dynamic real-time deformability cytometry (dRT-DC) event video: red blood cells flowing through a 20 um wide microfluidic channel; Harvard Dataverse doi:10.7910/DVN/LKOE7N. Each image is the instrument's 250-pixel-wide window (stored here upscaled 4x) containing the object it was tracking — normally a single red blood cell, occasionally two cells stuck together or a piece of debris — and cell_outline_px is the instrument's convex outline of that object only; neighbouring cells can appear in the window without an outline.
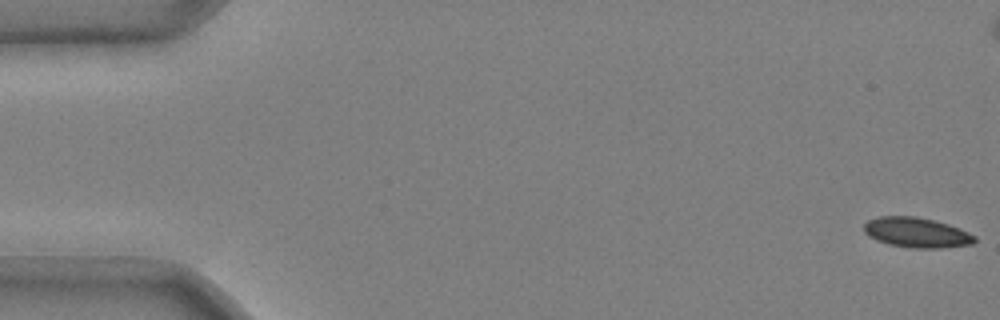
{"species": "common noctule bat (a hibernating species)", "species_latin": "Nyctalus noctula", "temperature_condition": "cold", "stored_images_in_passage": 48, "camera_frame_rate_fps": 3000, "um_per_image_px": 0.085, "animal": {"sex": "male", "body_mass_g": 20.4}, "frame": {"image": 1, "passage_image": 1, "time_ms": 0.0, "image_size_px": [1000, 320], "cell_outline_px": [[976, 240], [972, 244], [940, 248], [912, 248], [888, 244], [876, 240], [868, 236], [864, 232], [864, 224], [868, 220], [880, 216], [916, 216], [948, 224], [960, 228], [976, 236]], "centroid_in_image_um": [77.9, 19.77], "position_along_channel_um": 7.1, "area_um2": 19.42}}
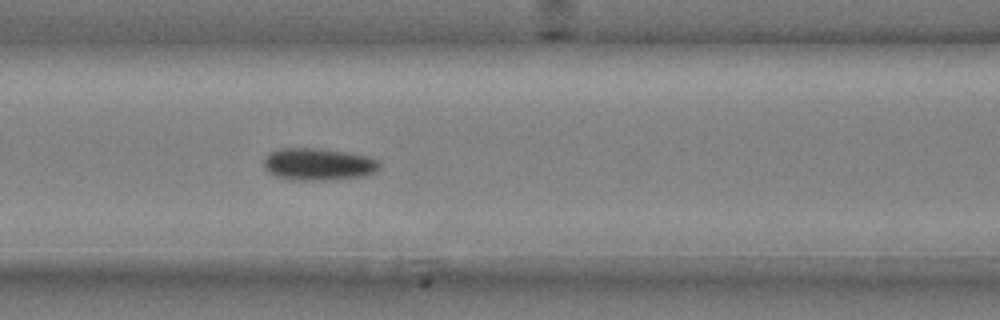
{"frame": {"image": 2, "passage_image": 23, "time_ms": 7.333, "image_size_px": [1000, 320], "cell_outline_px": [[380, 168], [376, 172], [364, 176], [332, 180], [292, 180], [276, 176], [268, 172], [264, 168], [264, 160], [268, 152], [280, 148], [316, 148], [344, 152], [364, 156], [376, 160], [380, 164]], "centroid_in_image_um": [27.02, 13.97], "position_along_channel_um": 139.6, "area_um2": 21.73}}
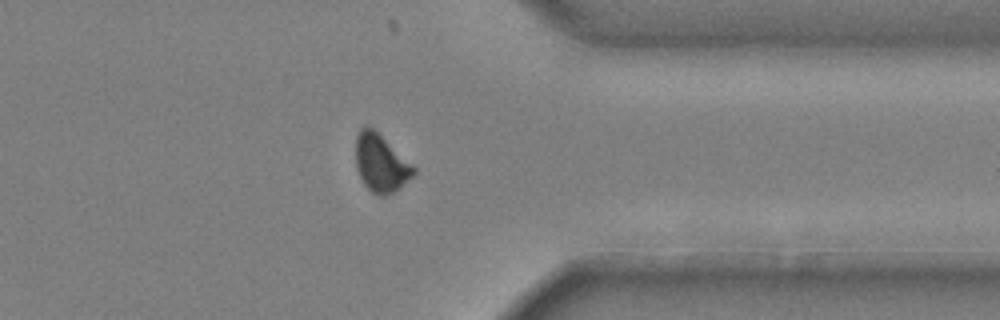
{"frame": {"image": 3, "passage_image": 43, "time_ms": 14.0, "image_size_px": [1000, 320], "cell_outline_px": [[416, 172], [400, 188], [384, 196], [376, 196], [364, 184], [356, 168], [356, 136], [360, 128], [368, 124], [412, 164], [416, 168]], "centroid_in_image_um": [32.35, 13.87], "position_along_channel_um": 379.0, "area_um2": 19.31}, "authors_computed_cell_mechanics": {"area_um2": 20.7213, "velocity_mm_per_s": 3.6974, "shape_relaxation_time_tau1_ms": 6.0911, "shape_relaxation_time_tau2_ms": null, "deformation_change_tau1": 0.1106, "deformation_change_tau2": null}}